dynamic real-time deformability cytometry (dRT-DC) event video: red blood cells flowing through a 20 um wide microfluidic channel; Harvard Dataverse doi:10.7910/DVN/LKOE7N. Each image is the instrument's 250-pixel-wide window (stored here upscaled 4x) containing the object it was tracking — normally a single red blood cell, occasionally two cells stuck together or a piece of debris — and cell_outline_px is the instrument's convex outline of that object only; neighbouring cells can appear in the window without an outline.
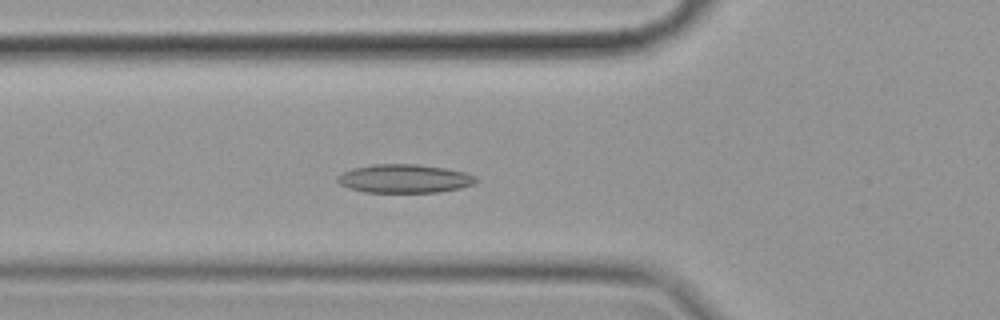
{"species": "common noctule bat (a hibernating species)", "species_latin": "Nyctalus noctula", "temperature_condition": "cold", "stored_images_in_passage": 51, "camera_frame_rate_fps": 3000, "um_per_image_px": 0.085, "animal": {"sex": "female", "body_mass_g": 19.9}, "frame": {"image": 1, "passage_image": 14, "time_ms": 4.333, "image_size_px": [1000, 320], "cell_outline_px": [[480, 180], [476, 184], [460, 188], [440, 192], [364, 192], [348, 188], [340, 184], [336, 180], [336, 176], [352, 168], [372, 164], [416, 164], [444, 168], [464, 172], [476, 176]], "centroid_in_image_um": [34.39, 15.18], "position_along_channel_um": 91.4, "area_um2": 23.24}}
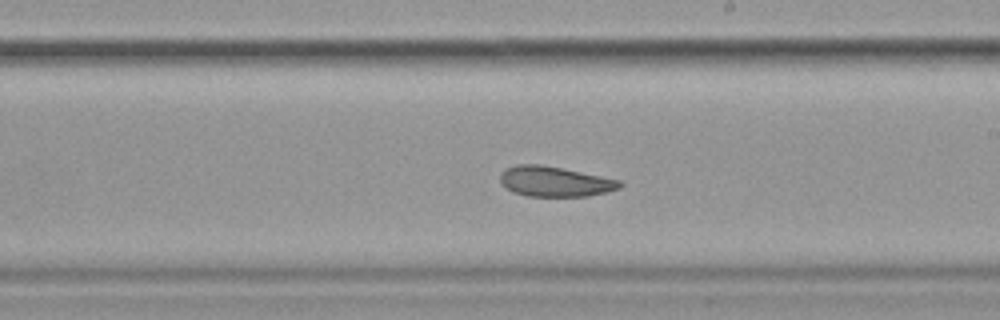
{"frame": {"image": 2, "passage_image": 27, "time_ms": 8.667, "image_size_px": [1000, 320], "cell_outline_px": [[624, 184], [620, 188], [608, 192], [588, 196], [528, 196], [512, 192], [500, 180], [500, 172], [504, 168], [516, 164], [540, 164], [620, 180]], "centroid_in_image_um": [47.15, 15.43], "position_along_channel_um": 241.8, "area_um2": 20.98}}
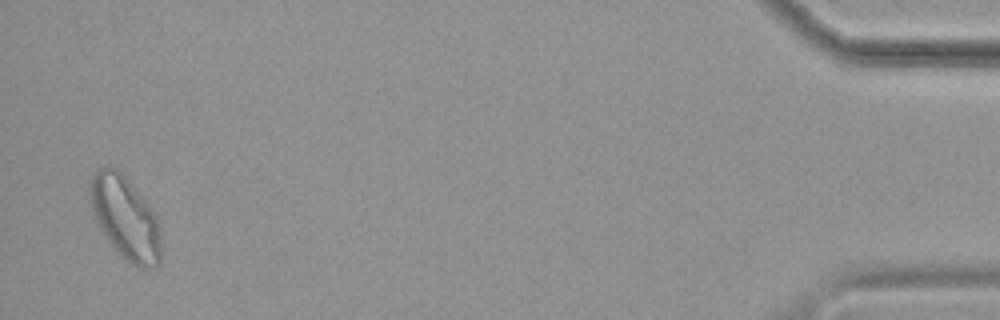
{"frame": {"image": 3, "passage_image": 50, "time_ms": 16.333, "image_size_px": [1000, 320], "cell_outline_px": [[160, 264], [152, 268], [140, 268], [124, 260], [116, 252], [104, 236], [92, 212], [88, 192], [88, 180], [92, 172], [108, 164], [116, 168], [124, 176], [148, 204], [156, 216], [160, 224]], "centroid_in_image_um": [10.61, 18.51], "position_along_channel_um": 424.6, "area_um2": 34.85}, "authors_computed_cell_mechanics": {"area_um2": 23.2356, "velocity_mm_per_s": 3.4863, "shape_relaxation_time_tau1_ms": 11.0642, "shape_relaxation_time_tau2_ms": 4.8297, "deformation_change_tau1": 0.1802, "deformation_change_tau2": 0.106}}